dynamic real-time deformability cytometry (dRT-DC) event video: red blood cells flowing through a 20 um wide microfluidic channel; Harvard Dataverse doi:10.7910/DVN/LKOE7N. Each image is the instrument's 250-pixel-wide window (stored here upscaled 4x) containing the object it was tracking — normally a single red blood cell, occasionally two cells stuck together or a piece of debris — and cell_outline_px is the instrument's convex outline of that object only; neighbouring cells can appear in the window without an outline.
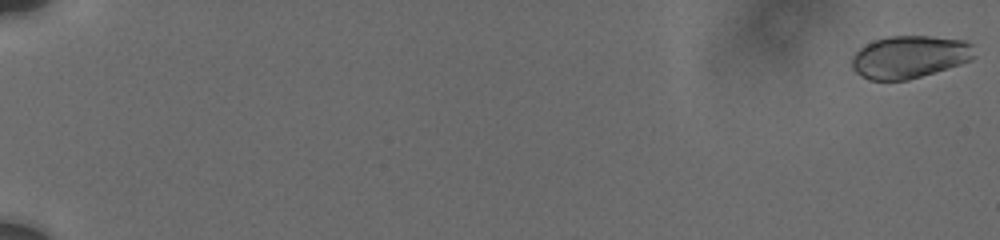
{"species": "human", "species_latin": "Homo sapiens", "temperature_condition": "cold", "stored_images_in_passage": 23, "camera_frame_rate_fps": 3000, "um_per_image_px": 0.085, "donor": {"sex": "male"}, "frame": {"image": 1, "passage_image": 1, "time_ms": 0.0, "image_size_px": [1000, 240], "cell_outline_px": [[976, 56], [972, 60], [960, 64], [908, 80], [868, 80], [860, 76], [852, 68], [852, 56], [860, 48], [876, 40], [888, 36], [932, 36], [964, 40], [972, 44]], "centroid_in_image_um": [77.32, 4.84], "position_along_channel_um": 7.7, "area_um2": 30.4}}
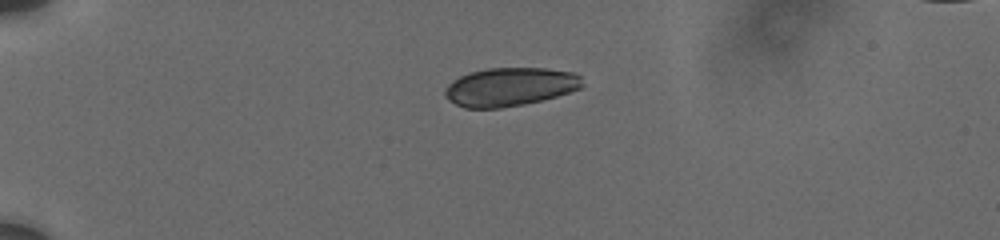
{"frame": {"image": 2, "passage_image": 17, "time_ms": 5.333, "image_size_px": [1000, 240], "cell_outline_px": [[584, 88], [556, 96], [524, 104], [500, 108], [464, 108], [448, 100], [444, 96], [444, 88], [452, 80], [468, 72], [488, 68], [544, 68], [572, 72], [580, 76], [584, 84]], "centroid_in_image_um": [43.33, 7.38], "position_along_channel_um": 41.7, "area_um2": 31.04}}